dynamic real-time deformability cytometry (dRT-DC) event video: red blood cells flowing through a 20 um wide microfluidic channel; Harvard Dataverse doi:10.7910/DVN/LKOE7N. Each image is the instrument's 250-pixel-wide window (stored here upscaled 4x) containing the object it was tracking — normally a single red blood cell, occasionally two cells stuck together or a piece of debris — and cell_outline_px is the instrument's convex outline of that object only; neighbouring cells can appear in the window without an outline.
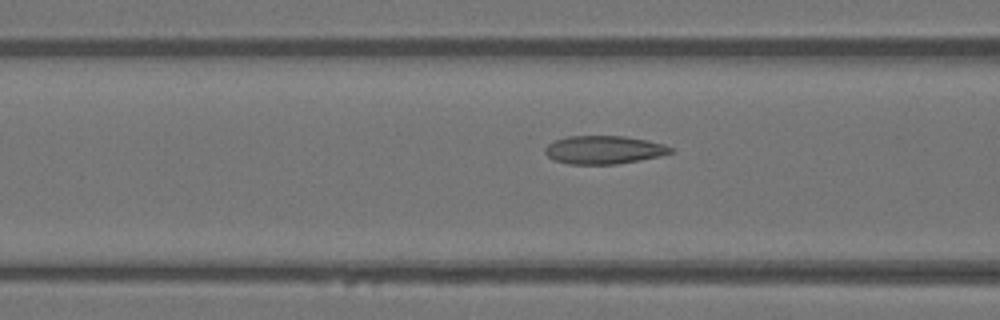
{"species": "Egyptian fruit bat (a non-hibernating species)", "species_latin": "Rousettus aegyptiacus", "temperature_condition": "warm", "stored_images_in_passage": 28, "camera_frame_rate_fps": 3000, "um_per_image_px": 0.085, "animal": {"sex": "female"}, "frame": {"image": 1, "passage_image": 11, "time_ms": 3.333, "image_size_px": [1000, 320], "cell_outline_px": [[672, 152], [660, 156], [640, 160], [616, 164], [568, 164], [552, 160], [544, 152], [544, 148], [552, 140], [568, 136], [624, 136], [648, 140], [664, 144], [672, 148]], "centroid_in_image_um": [51.29, 12.73], "position_along_channel_um": 115.3, "area_um2": 20.81}}
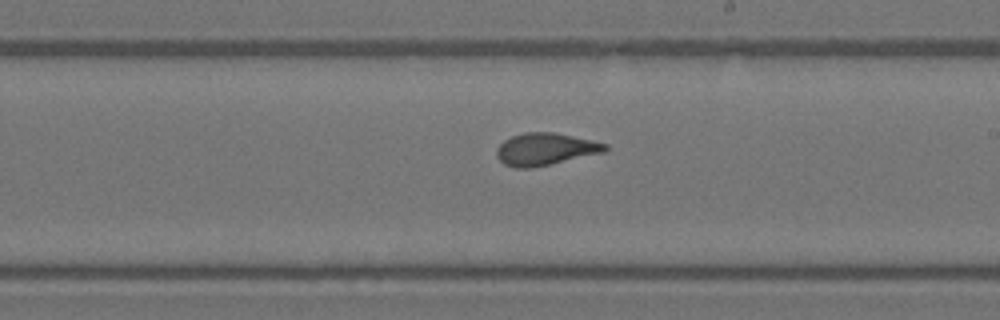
{"frame": {"image": 2, "passage_image": 20, "time_ms": 6.333, "image_size_px": [1000, 320], "cell_outline_px": [[608, 148], [604, 152], [552, 164], [532, 168], [516, 168], [504, 164], [496, 156], [496, 148], [504, 140], [512, 136], [524, 132], [552, 132], [592, 140], [608, 144]], "centroid_in_image_um": [46.34, 12.68], "position_along_channel_um": 242.7, "area_um2": 20.4}}
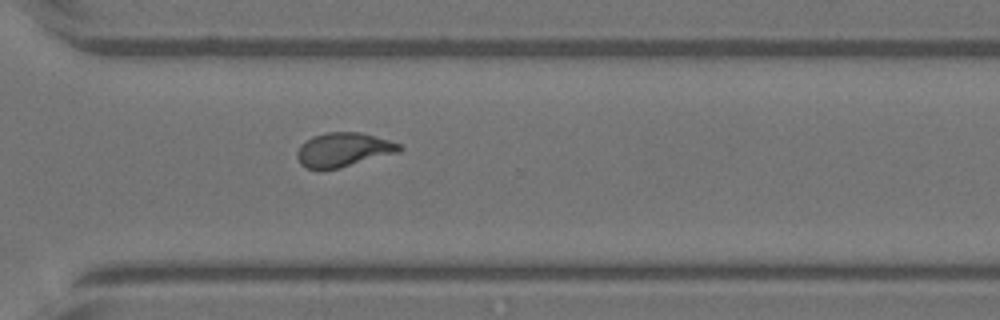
{"frame": {"image": 3, "passage_image": 27, "time_ms": 8.667, "image_size_px": [1000, 320], "cell_outline_px": [[404, 148], [400, 152], [340, 168], [304, 168], [300, 164], [296, 156], [296, 152], [300, 144], [312, 136], [328, 132], [360, 132], [376, 136], [400, 144]], "centroid_in_image_um": [29.19, 12.72], "position_along_channel_um": 341.4, "area_um2": 20.4}}